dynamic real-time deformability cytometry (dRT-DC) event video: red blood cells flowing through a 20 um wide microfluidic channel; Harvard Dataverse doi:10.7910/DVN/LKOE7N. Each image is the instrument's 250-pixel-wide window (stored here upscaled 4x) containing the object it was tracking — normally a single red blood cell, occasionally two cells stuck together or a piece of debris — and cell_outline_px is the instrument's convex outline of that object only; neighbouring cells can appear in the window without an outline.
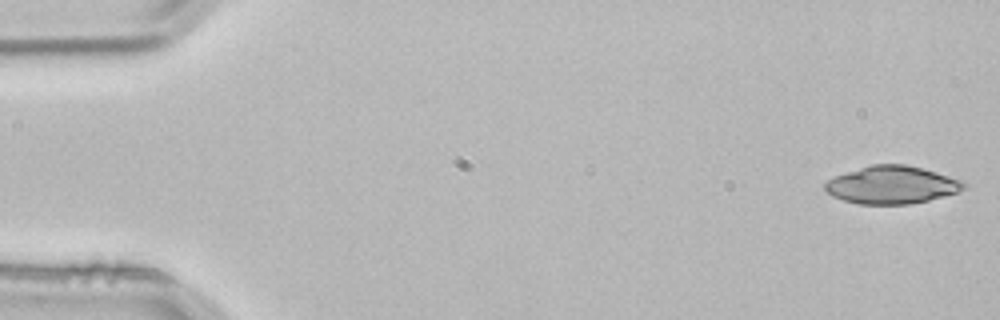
{"species": "common noctule bat (a hibernating species)", "species_latin": "Nyctalus noctula", "temperature_condition": "room temperature", "stored_images_in_passage": 5, "segment_of_instrument_passage": [1, 2], "camera_frame_rate_fps": 3000, "um_per_image_px": 0.085, "animal": {"sex": "male", "body_mass_g": 21.5, "forearm_length_mm": 52.0}, "frame": {"image": 1, "passage_image": 1, "time_ms": 0.0, "image_size_px": [1000, 320], "cell_outline_px": [[968, 188], [960, 192], [928, 200], [908, 204], [860, 204], [844, 200], [832, 196], [824, 188], [824, 184], [828, 180], [836, 176], [872, 164], [904, 164], [936, 172], [964, 180], [968, 184]], "centroid_in_image_um": [75.87, 15.72], "position_along_channel_um": 9.1, "area_um2": 30.46}}